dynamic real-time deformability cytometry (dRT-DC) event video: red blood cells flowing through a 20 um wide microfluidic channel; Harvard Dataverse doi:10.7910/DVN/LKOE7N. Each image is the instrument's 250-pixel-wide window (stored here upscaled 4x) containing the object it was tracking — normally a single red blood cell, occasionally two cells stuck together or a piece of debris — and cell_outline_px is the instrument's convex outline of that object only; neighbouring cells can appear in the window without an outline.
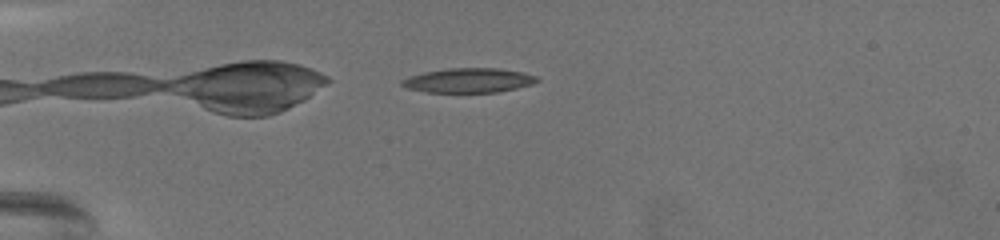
{"species": "common noctule bat (a hibernating species)", "species_latin": "Nyctalus noctula", "temperature_condition": "warm", "stored_images_in_passage": 55, "camera_frame_rate_fps": 3000, "um_per_image_px": 0.085, "animal": {"sex": "female", "body_mass_g": 19.5, "forearm_length_mm": 54.1}, "frame": {"image": 1, "passage_image": 4, "time_ms": 1.0, "image_size_px": [1000, 240], "cell_outline_px": [[540, 80], [532, 84], [516, 88], [496, 92], [428, 92], [408, 88], [400, 84], [400, 80], [408, 76], [424, 72], [448, 68], [496, 68], [520, 72], [536, 76]], "centroid_in_image_um": [39.8, 6.83], "position_along_channel_um": 45.2, "area_um2": 19.13}}
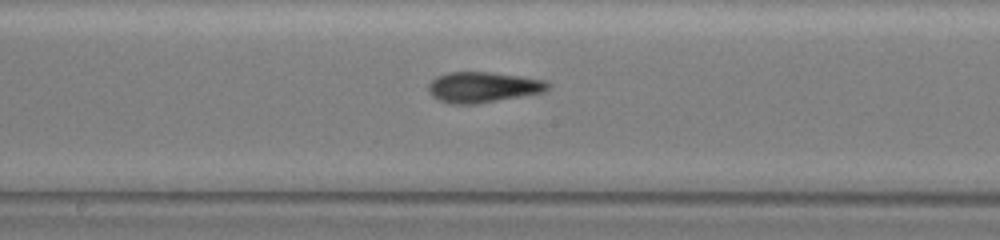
{"frame": {"image": 2, "passage_image": 24, "time_ms": 7.667, "image_size_px": [1000, 240], "cell_outline_px": [[548, 88], [544, 92], [476, 104], [448, 104], [432, 96], [428, 92], [428, 84], [436, 76], [448, 72], [488, 72], [520, 76], [544, 80], [548, 84]], "centroid_in_image_um": [41.0, 7.41], "position_along_channel_um": 207.2, "area_um2": 21.21}}
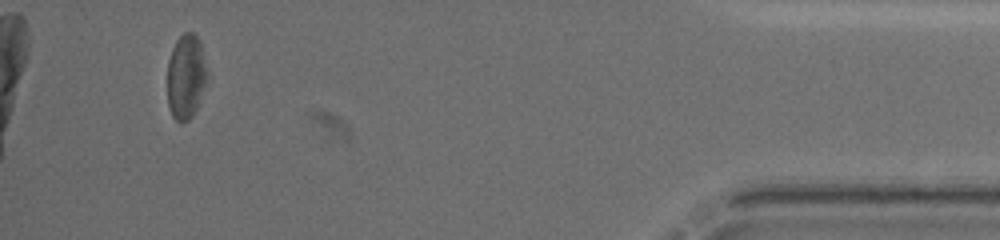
{"frame": {"image": 3, "passage_image": 51, "time_ms": 16.667, "image_size_px": [1000, 240], "cell_outline_px": [[208, 76], [196, 108], [192, 116], [188, 120], [180, 124], [172, 116], [168, 104], [168, 60], [172, 48], [176, 40], [184, 32], [192, 32], [200, 40], [208, 72]], "centroid_in_image_um": [15.81, 6.5], "position_along_channel_um": 419.4, "area_um2": 19.71}, "authors_computed_cell_mechanics": {"area_um2": 20.4612, "velocity_mm_per_s": 3.0239, "shape_relaxation_time_tau1_ms": 8.2289, "shape_relaxation_time_tau2_ms": 2.477, "deformation_change_tau1": 0.1985, "deformation_change_tau2": 0.1178}}